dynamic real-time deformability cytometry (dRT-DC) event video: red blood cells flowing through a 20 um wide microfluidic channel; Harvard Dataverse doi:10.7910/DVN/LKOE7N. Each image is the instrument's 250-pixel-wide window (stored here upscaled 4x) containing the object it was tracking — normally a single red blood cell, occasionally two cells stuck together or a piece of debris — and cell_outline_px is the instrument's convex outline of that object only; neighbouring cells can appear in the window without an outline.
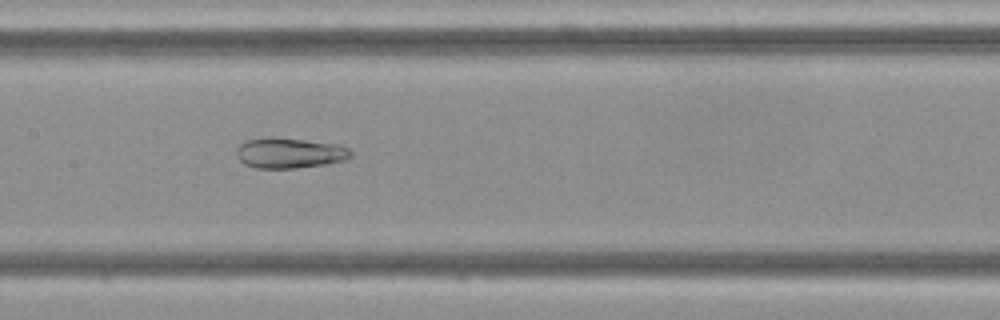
{"species": "Egyptian fruit bat (a non-hibernating species)", "species_latin": "Rousettus aegyptiacus", "temperature_condition": "cold", "stored_images_in_passage": 45, "camera_frame_rate_fps": 3000, "um_per_image_px": 0.085, "frame": {"image": 1, "passage_image": 20, "time_ms": 6.333, "image_size_px": [1000, 320], "cell_outline_px": [[352, 156], [348, 160], [328, 164], [296, 168], [256, 168], [244, 164], [236, 156], [236, 148], [244, 140], [268, 136], [272, 136], [340, 144], [348, 148], [352, 152]], "centroid_in_image_um": [24.62, 12.99], "position_along_channel_um": 182.8, "area_um2": 20.81}}
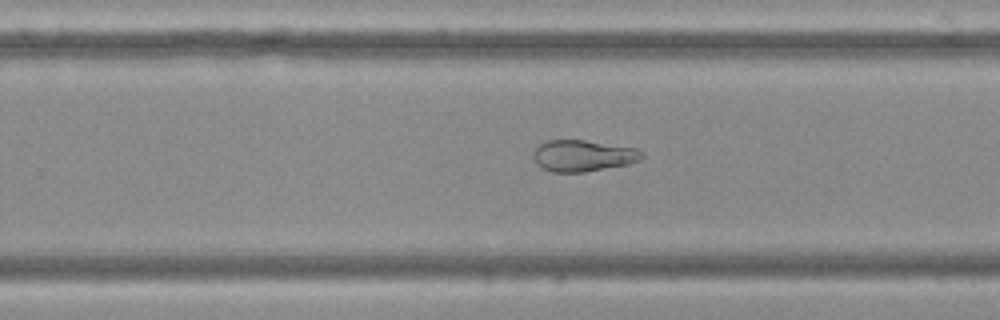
{"frame": {"image": 2, "passage_image": 27, "time_ms": 8.667, "image_size_px": [1000, 320], "cell_outline_px": [[644, 156], [640, 160], [628, 164], [584, 172], [552, 172], [536, 164], [532, 156], [532, 152], [544, 140], [584, 140], [636, 148]], "centroid_in_image_um": [49.51, 13.23], "position_along_channel_um": 280.3, "area_um2": 19.83}}
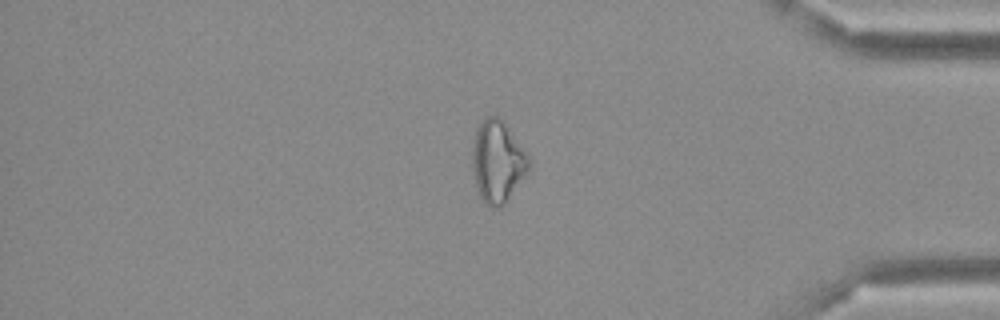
{"frame": {"image": 3, "passage_image": 37, "time_ms": 12.0, "image_size_px": [1000, 320], "cell_outline_px": [[532, 164], [528, 172], [508, 200], [504, 204], [496, 208], [492, 208], [484, 204], [476, 188], [472, 168], [472, 148], [476, 128], [488, 116], [500, 116], [504, 120], [528, 156]], "centroid_in_image_um": [42.29, 13.75], "position_along_channel_um": 392.9, "area_um2": 27.28}}